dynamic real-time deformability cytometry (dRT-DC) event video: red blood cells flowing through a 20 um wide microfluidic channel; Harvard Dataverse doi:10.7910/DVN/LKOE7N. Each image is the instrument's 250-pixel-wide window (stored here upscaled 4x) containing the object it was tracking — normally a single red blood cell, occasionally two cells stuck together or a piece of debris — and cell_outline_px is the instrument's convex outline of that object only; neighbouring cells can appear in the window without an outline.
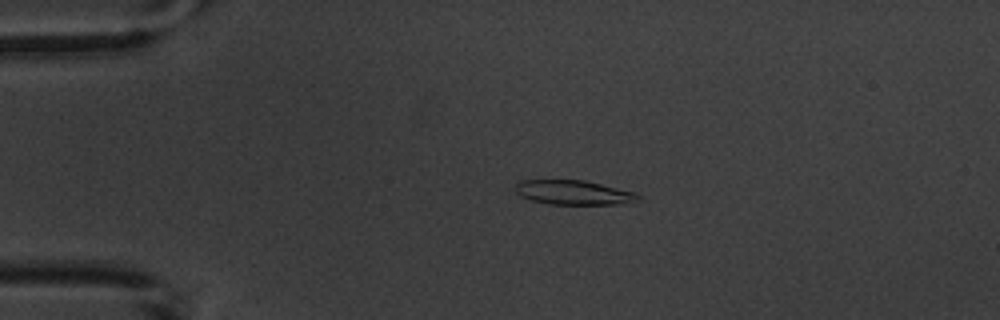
{"species": "common noctule bat (a hibernating species)", "species_latin": "Nyctalus noctula", "temperature_condition": "warm", "stored_images_in_passage": 9, "camera_frame_rate_fps": 3000, "um_per_image_px": 0.085, "animal": {"sex": "male", "body_mass_g": 20.1, "forearm_length_mm": 53.5}, "frame": {"image": 1, "passage_image": 4, "time_ms": 3.333, "image_size_px": [1000, 320], "cell_outline_px": [[640, 200], [616, 204], [548, 204], [532, 200], [520, 196], [516, 192], [516, 184], [520, 180], [584, 180], [636, 192], [640, 196]], "centroid_in_image_um": [48.75, 16.36], "position_along_channel_um": 36.2, "area_um2": 17.4}}
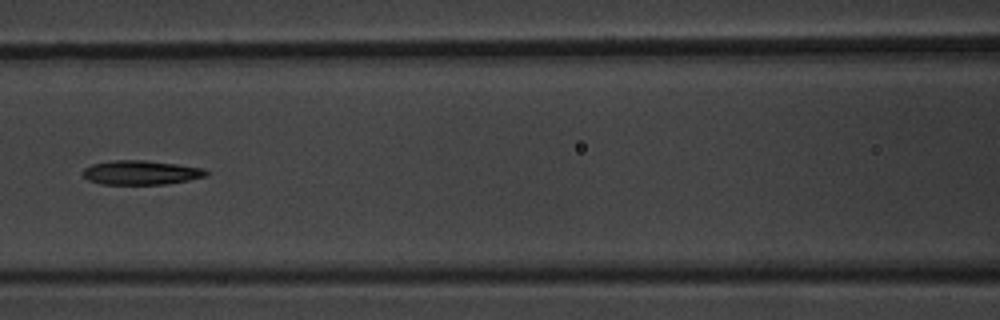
{"frame": {"image": 2, "passage_image": 7, "time_ms": 7.667, "image_size_px": [1000, 320], "cell_outline_px": [[208, 176], [168, 184], [100, 184], [88, 180], [84, 176], [84, 168], [92, 164], [112, 160], [144, 160], [176, 164], [204, 168], [208, 172]], "centroid_in_image_um": [12.0, 14.67], "position_along_channel_um": 154.6, "area_um2": 17.4}}
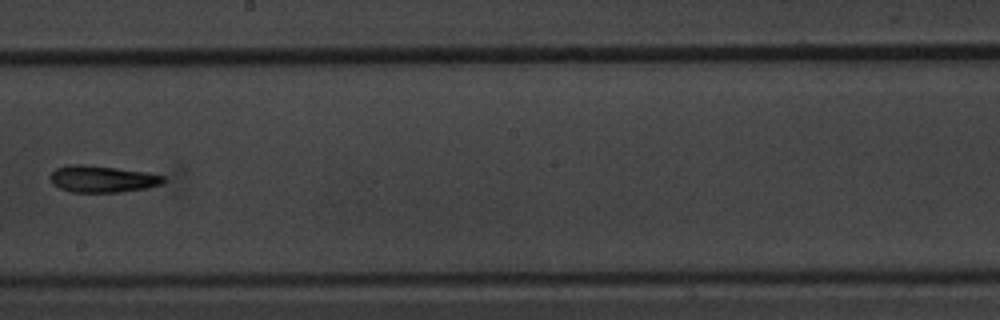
{"frame": {"image": 3, "passage_image": 9, "time_ms": 10.0, "image_size_px": [1000, 320], "cell_outline_px": [[168, 180], [160, 184], [144, 188], [120, 192], [72, 192], [60, 188], [52, 184], [48, 176], [56, 168], [68, 164], [84, 164], [148, 172], [164, 176]], "centroid_in_image_um": [8.67, 15.2], "position_along_channel_um": 239.5, "area_um2": 17.74}}